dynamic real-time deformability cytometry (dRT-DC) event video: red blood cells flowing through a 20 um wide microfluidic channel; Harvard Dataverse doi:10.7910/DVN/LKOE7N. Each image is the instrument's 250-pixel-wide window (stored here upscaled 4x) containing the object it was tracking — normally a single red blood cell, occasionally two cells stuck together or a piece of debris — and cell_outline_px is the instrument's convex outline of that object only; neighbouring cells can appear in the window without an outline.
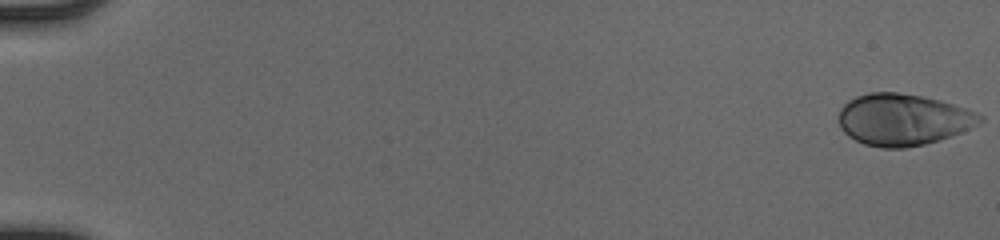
{"species": "human", "species_latin": "Homo sapiens", "temperature_condition": "cold", "stored_images_in_passage": 52, "camera_frame_rate_fps": 3000, "um_per_image_px": 0.085, "donor": {"sex": "male"}, "frame": {"image": 1, "passage_image": 1, "time_ms": 0.0, "image_size_px": [1000, 240], "cell_outline_px": [[984, 120], [980, 124], [972, 128], [924, 144], [904, 148], [880, 148], [864, 144], [848, 136], [840, 128], [840, 108], [848, 100], [856, 96], [868, 92], [896, 92], [920, 96], [940, 100], [968, 108], [984, 116]], "centroid_in_image_um": [76.77, 10.16], "position_along_channel_um": 8.2, "area_um2": 42.54}}
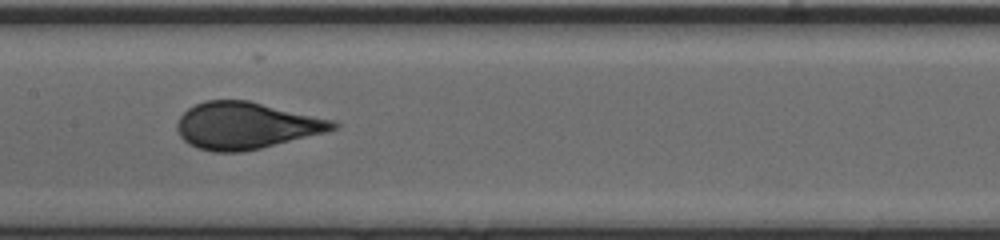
{"frame": {"image": 2, "passage_image": 28, "time_ms": 9.0, "image_size_px": [1000, 240], "cell_outline_px": [[340, 128], [328, 132], [260, 148], [240, 152], [212, 152], [196, 148], [188, 144], [180, 136], [176, 128], [176, 124], [180, 116], [188, 108], [204, 100], [248, 100], [336, 120], [340, 124]], "centroid_in_image_um": [20.94, 10.67], "position_along_channel_um": 186.5, "area_um2": 42.95}}
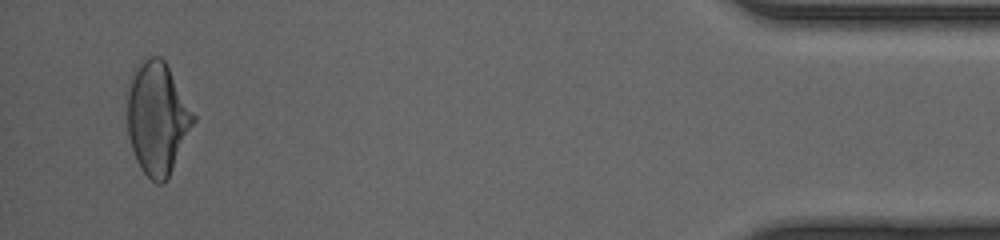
{"frame": {"image": 3, "passage_image": 50, "time_ms": 16.333, "image_size_px": [1000, 240], "cell_outline_px": [[196, 120], [164, 184], [156, 184], [140, 168], [136, 160], [128, 136], [124, 92], [140, 64], [148, 56], [160, 56], [164, 60], [196, 116]], "centroid_in_image_um": [13.33, 10.05], "position_along_channel_um": 421.9, "area_um2": 43.35}, "authors_computed_cell_mechanics": {"area_um2": 42.3674, "velocity_mm_per_s": 4.1221, "shape_relaxation_time_tau1_ms": 5.7017, "shape_relaxation_time_tau2_ms": null, "deformation_change_tau1": 0.2133, "deformation_change_tau2": null}}